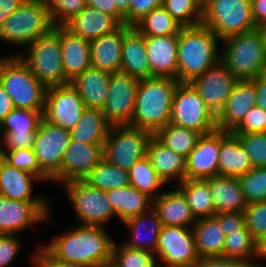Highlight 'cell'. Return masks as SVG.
I'll return each mask as SVG.
<instances>
[{
  "instance_id": "56",
  "label": "cell",
  "mask_w": 266,
  "mask_h": 267,
  "mask_svg": "<svg viewBox=\"0 0 266 267\" xmlns=\"http://www.w3.org/2000/svg\"><path fill=\"white\" fill-rule=\"evenodd\" d=\"M37 249V253L32 258L33 267H76L55 259L42 246L37 247Z\"/></svg>"
},
{
  "instance_id": "24",
  "label": "cell",
  "mask_w": 266,
  "mask_h": 267,
  "mask_svg": "<svg viewBox=\"0 0 266 267\" xmlns=\"http://www.w3.org/2000/svg\"><path fill=\"white\" fill-rule=\"evenodd\" d=\"M121 72L138 79L150 78L145 36L134 26L124 25Z\"/></svg>"
},
{
  "instance_id": "21",
  "label": "cell",
  "mask_w": 266,
  "mask_h": 267,
  "mask_svg": "<svg viewBox=\"0 0 266 267\" xmlns=\"http://www.w3.org/2000/svg\"><path fill=\"white\" fill-rule=\"evenodd\" d=\"M255 85L252 80H238L224 108L217 115V127L232 132L256 104Z\"/></svg>"
},
{
  "instance_id": "62",
  "label": "cell",
  "mask_w": 266,
  "mask_h": 267,
  "mask_svg": "<svg viewBox=\"0 0 266 267\" xmlns=\"http://www.w3.org/2000/svg\"><path fill=\"white\" fill-rule=\"evenodd\" d=\"M113 5H117L118 11L124 16V25L129 26L130 0H113Z\"/></svg>"
},
{
  "instance_id": "52",
  "label": "cell",
  "mask_w": 266,
  "mask_h": 267,
  "mask_svg": "<svg viewBox=\"0 0 266 267\" xmlns=\"http://www.w3.org/2000/svg\"><path fill=\"white\" fill-rule=\"evenodd\" d=\"M35 135L36 133H0V152L33 148Z\"/></svg>"
},
{
  "instance_id": "2",
  "label": "cell",
  "mask_w": 266,
  "mask_h": 267,
  "mask_svg": "<svg viewBox=\"0 0 266 267\" xmlns=\"http://www.w3.org/2000/svg\"><path fill=\"white\" fill-rule=\"evenodd\" d=\"M178 84L177 79L169 77L141 79L129 125L153 135L165 127L170 122L173 95Z\"/></svg>"
},
{
  "instance_id": "16",
  "label": "cell",
  "mask_w": 266,
  "mask_h": 267,
  "mask_svg": "<svg viewBox=\"0 0 266 267\" xmlns=\"http://www.w3.org/2000/svg\"><path fill=\"white\" fill-rule=\"evenodd\" d=\"M84 109L82 98L70 83L47 88L43 119L49 123L71 130Z\"/></svg>"
},
{
  "instance_id": "63",
  "label": "cell",
  "mask_w": 266,
  "mask_h": 267,
  "mask_svg": "<svg viewBox=\"0 0 266 267\" xmlns=\"http://www.w3.org/2000/svg\"><path fill=\"white\" fill-rule=\"evenodd\" d=\"M266 259V235L258 241V260Z\"/></svg>"
},
{
  "instance_id": "58",
  "label": "cell",
  "mask_w": 266,
  "mask_h": 267,
  "mask_svg": "<svg viewBox=\"0 0 266 267\" xmlns=\"http://www.w3.org/2000/svg\"><path fill=\"white\" fill-rule=\"evenodd\" d=\"M253 83L256 91V106L266 111V72L254 78Z\"/></svg>"
},
{
  "instance_id": "39",
  "label": "cell",
  "mask_w": 266,
  "mask_h": 267,
  "mask_svg": "<svg viewBox=\"0 0 266 267\" xmlns=\"http://www.w3.org/2000/svg\"><path fill=\"white\" fill-rule=\"evenodd\" d=\"M84 181L103 191L130 185L129 172L122 170L104 158L89 173Z\"/></svg>"
},
{
  "instance_id": "20",
  "label": "cell",
  "mask_w": 266,
  "mask_h": 267,
  "mask_svg": "<svg viewBox=\"0 0 266 267\" xmlns=\"http://www.w3.org/2000/svg\"><path fill=\"white\" fill-rule=\"evenodd\" d=\"M178 39L179 34L145 36L150 78L169 77L177 79Z\"/></svg>"
},
{
  "instance_id": "47",
  "label": "cell",
  "mask_w": 266,
  "mask_h": 267,
  "mask_svg": "<svg viewBox=\"0 0 266 267\" xmlns=\"http://www.w3.org/2000/svg\"><path fill=\"white\" fill-rule=\"evenodd\" d=\"M54 26H64L87 5L85 0H45Z\"/></svg>"
},
{
  "instance_id": "14",
  "label": "cell",
  "mask_w": 266,
  "mask_h": 267,
  "mask_svg": "<svg viewBox=\"0 0 266 267\" xmlns=\"http://www.w3.org/2000/svg\"><path fill=\"white\" fill-rule=\"evenodd\" d=\"M139 82L121 71L111 74L108 97L101 110L112 125L131 123Z\"/></svg>"
},
{
  "instance_id": "43",
  "label": "cell",
  "mask_w": 266,
  "mask_h": 267,
  "mask_svg": "<svg viewBox=\"0 0 266 267\" xmlns=\"http://www.w3.org/2000/svg\"><path fill=\"white\" fill-rule=\"evenodd\" d=\"M111 259L118 267H159L155 253L131 249L114 241Z\"/></svg>"
},
{
  "instance_id": "34",
  "label": "cell",
  "mask_w": 266,
  "mask_h": 267,
  "mask_svg": "<svg viewBox=\"0 0 266 267\" xmlns=\"http://www.w3.org/2000/svg\"><path fill=\"white\" fill-rule=\"evenodd\" d=\"M111 126L101 109L85 108L77 124L70 130L71 140L104 144Z\"/></svg>"
},
{
  "instance_id": "23",
  "label": "cell",
  "mask_w": 266,
  "mask_h": 267,
  "mask_svg": "<svg viewBox=\"0 0 266 267\" xmlns=\"http://www.w3.org/2000/svg\"><path fill=\"white\" fill-rule=\"evenodd\" d=\"M124 25L117 30L90 41L91 65L110 74L120 72Z\"/></svg>"
},
{
  "instance_id": "31",
  "label": "cell",
  "mask_w": 266,
  "mask_h": 267,
  "mask_svg": "<svg viewBox=\"0 0 266 267\" xmlns=\"http://www.w3.org/2000/svg\"><path fill=\"white\" fill-rule=\"evenodd\" d=\"M209 186L215 213L244 212L248 206L238 178L213 176L204 179Z\"/></svg>"
},
{
  "instance_id": "46",
  "label": "cell",
  "mask_w": 266,
  "mask_h": 267,
  "mask_svg": "<svg viewBox=\"0 0 266 267\" xmlns=\"http://www.w3.org/2000/svg\"><path fill=\"white\" fill-rule=\"evenodd\" d=\"M0 156L10 165L24 170L38 177L41 182L51 181L41 170L37 163L33 148L14 149L0 152Z\"/></svg>"
},
{
  "instance_id": "59",
  "label": "cell",
  "mask_w": 266,
  "mask_h": 267,
  "mask_svg": "<svg viewBox=\"0 0 266 267\" xmlns=\"http://www.w3.org/2000/svg\"><path fill=\"white\" fill-rule=\"evenodd\" d=\"M25 0H0V27Z\"/></svg>"
},
{
  "instance_id": "45",
  "label": "cell",
  "mask_w": 266,
  "mask_h": 267,
  "mask_svg": "<svg viewBox=\"0 0 266 267\" xmlns=\"http://www.w3.org/2000/svg\"><path fill=\"white\" fill-rule=\"evenodd\" d=\"M238 179L248 203L266 201V167H253Z\"/></svg>"
},
{
  "instance_id": "61",
  "label": "cell",
  "mask_w": 266,
  "mask_h": 267,
  "mask_svg": "<svg viewBox=\"0 0 266 267\" xmlns=\"http://www.w3.org/2000/svg\"><path fill=\"white\" fill-rule=\"evenodd\" d=\"M13 109L14 106L11 98L0 84V123Z\"/></svg>"
},
{
  "instance_id": "8",
  "label": "cell",
  "mask_w": 266,
  "mask_h": 267,
  "mask_svg": "<svg viewBox=\"0 0 266 267\" xmlns=\"http://www.w3.org/2000/svg\"><path fill=\"white\" fill-rule=\"evenodd\" d=\"M201 24L222 40L258 28L251 0H209L202 7Z\"/></svg>"
},
{
  "instance_id": "60",
  "label": "cell",
  "mask_w": 266,
  "mask_h": 267,
  "mask_svg": "<svg viewBox=\"0 0 266 267\" xmlns=\"http://www.w3.org/2000/svg\"><path fill=\"white\" fill-rule=\"evenodd\" d=\"M252 15L257 27L266 23V0H251Z\"/></svg>"
},
{
  "instance_id": "50",
  "label": "cell",
  "mask_w": 266,
  "mask_h": 267,
  "mask_svg": "<svg viewBox=\"0 0 266 267\" xmlns=\"http://www.w3.org/2000/svg\"><path fill=\"white\" fill-rule=\"evenodd\" d=\"M259 132H266V111L255 105L231 133L248 134Z\"/></svg>"
},
{
  "instance_id": "11",
  "label": "cell",
  "mask_w": 266,
  "mask_h": 267,
  "mask_svg": "<svg viewBox=\"0 0 266 267\" xmlns=\"http://www.w3.org/2000/svg\"><path fill=\"white\" fill-rule=\"evenodd\" d=\"M71 141L70 130L42 119L36 131L33 151L40 170L54 183H60L65 148Z\"/></svg>"
},
{
  "instance_id": "49",
  "label": "cell",
  "mask_w": 266,
  "mask_h": 267,
  "mask_svg": "<svg viewBox=\"0 0 266 267\" xmlns=\"http://www.w3.org/2000/svg\"><path fill=\"white\" fill-rule=\"evenodd\" d=\"M244 216L246 228L258 242L266 235V201L248 203Z\"/></svg>"
},
{
  "instance_id": "18",
  "label": "cell",
  "mask_w": 266,
  "mask_h": 267,
  "mask_svg": "<svg viewBox=\"0 0 266 267\" xmlns=\"http://www.w3.org/2000/svg\"><path fill=\"white\" fill-rule=\"evenodd\" d=\"M103 145L71 140L64 151L60 184L84 180L103 159Z\"/></svg>"
},
{
  "instance_id": "41",
  "label": "cell",
  "mask_w": 266,
  "mask_h": 267,
  "mask_svg": "<svg viewBox=\"0 0 266 267\" xmlns=\"http://www.w3.org/2000/svg\"><path fill=\"white\" fill-rule=\"evenodd\" d=\"M128 172L131 186L147 194L152 199L161 194L158 191H160L159 189L164 185V182L158 177L157 172L146 156L138 160Z\"/></svg>"
},
{
  "instance_id": "66",
  "label": "cell",
  "mask_w": 266,
  "mask_h": 267,
  "mask_svg": "<svg viewBox=\"0 0 266 267\" xmlns=\"http://www.w3.org/2000/svg\"><path fill=\"white\" fill-rule=\"evenodd\" d=\"M201 7H203L209 0H196Z\"/></svg>"
},
{
  "instance_id": "26",
  "label": "cell",
  "mask_w": 266,
  "mask_h": 267,
  "mask_svg": "<svg viewBox=\"0 0 266 267\" xmlns=\"http://www.w3.org/2000/svg\"><path fill=\"white\" fill-rule=\"evenodd\" d=\"M41 180L33 174L7 163L0 156V195L21 201H47L44 196L32 194L33 183Z\"/></svg>"
},
{
  "instance_id": "6",
  "label": "cell",
  "mask_w": 266,
  "mask_h": 267,
  "mask_svg": "<svg viewBox=\"0 0 266 267\" xmlns=\"http://www.w3.org/2000/svg\"><path fill=\"white\" fill-rule=\"evenodd\" d=\"M48 5L43 0H25L0 27V41L29 46L54 29Z\"/></svg>"
},
{
  "instance_id": "10",
  "label": "cell",
  "mask_w": 266,
  "mask_h": 267,
  "mask_svg": "<svg viewBox=\"0 0 266 267\" xmlns=\"http://www.w3.org/2000/svg\"><path fill=\"white\" fill-rule=\"evenodd\" d=\"M153 134L129 124L112 125L103 145V158L122 170L129 169L147 154Z\"/></svg>"
},
{
  "instance_id": "65",
  "label": "cell",
  "mask_w": 266,
  "mask_h": 267,
  "mask_svg": "<svg viewBox=\"0 0 266 267\" xmlns=\"http://www.w3.org/2000/svg\"><path fill=\"white\" fill-rule=\"evenodd\" d=\"M258 29L261 31L263 41L265 42V45H266V23L260 25Z\"/></svg>"
},
{
  "instance_id": "36",
  "label": "cell",
  "mask_w": 266,
  "mask_h": 267,
  "mask_svg": "<svg viewBox=\"0 0 266 267\" xmlns=\"http://www.w3.org/2000/svg\"><path fill=\"white\" fill-rule=\"evenodd\" d=\"M177 188L183 193L197 219L213 217L215 206L208 183L203 179H185Z\"/></svg>"
},
{
  "instance_id": "17",
  "label": "cell",
  "mask_w": 266,
  "mask_h": 267,
  "mask_svg": "<svg viewBox=\"0 0 266 267\" xmlns=\"http://www.w3.org/2000/svg\"><path fill=\"white\" fill-rule=\"evenodd\" d=\"M238 79L220 61L190 83L217 116L224 108Z\"/></svg>"
},
{
  "instance_id": "27",
  "label": "cell",
  "mask_w": 266,
  "mask_h": 267,
  "mask_svg": "<svg viewBox=\"0 0 266 267\" xmlns=\"http://www.w3.org/2000/svg\"><path fill=\"white\" fill-rule=\"evenodd\" d=\"M120 26L121 24L113 16L90 6H86L64 25L72 34L88 41L111 33Z\"/></svg>"
},
{
  "instance_id": "7",
  "label": "cell",
  "mask_w": 266,
  "mask_h": 267,
  "mask_svg": "<svg viewBox=\"0 0 266 267\" xmlns=\"http://www.w3.org/2000/svg\"><path fill=\"white\" fill-rule=\"evenodd\" d=\"M26 48L24 53L16 52L13 56H18L46 88L69 84L63 68L60 26H55L50 33L39 37Z\"/></svg>"
},
{
  "instance_id": "53",
  "label": "cell",
  "mask_w": 266,
  "mask_h": 267,
  "mask_svg": "<svg viewBox=\"0 0 266 267\" xmlns=\"http://www.w3.org/2000/svg\"><path fill=\"white\" fill-rule=\"evenodd\" d=\"M163 0H130L129 26H134L151 10L162 6Z\"/></svg>"
},
{
  "instance_id": "37",
  "label": "cell",
  "mask_w": 266,
  "mask_h": 267,
  "mask_svg": "<svg viewBox=\"0 0 266 267\" xmlns=\"http://www.w3.org/2000/svg\"><path fill=\"white\" fill-rule=\"evenodd\" d=\"M222 257L240 260L251 267H263L256 262L258 242L246 227L225 235Z\"/></svg>"
},
{
  "instance_id": "48",
  "label": "cell",
  "mask_w": 266,
  "mask_h": 267,
  "mask_svg": "<svg viewBox=\"0 0 266 267\" xmlns=\"http://www.w3.org/2000/svg\"><path fill=\"white\" fill-rule=\"evenodd\" d=\"M233 135L239 139L253 167H266V132Z\"/></svg>"
},
{
  "instance_id": "64",
  "label": "cell",
  "mask_w": 266,
  "mask_h": 267,
  "mask_svg": "<svg viewBox=\"0 0 266 267\" xmlns=\"http://www.w3.org/2000/svg\"><path fill=\"white\" fill-rule=\"evenodd\" d=\"M93 267H118L114 262L113 260H109L107 262H103V263H99V264H96L95 266Z\"/></svg>"
},
{
  "instance_id": "42",
  "label": "cell",
  "mask_w": 266,
  "mask_h": 267,
  "mask_svg": "<svg viewBox=\"0 0 266 267\" xmlns=\"http://www.w3.org/2000/svg\"><path fill=\"white\" fill-rule=\"evenodd\" d=\"M43 112L14 108L0 123V133H36Z\"/></svg>"
},
{
  "instance_id": "30",
  "label": "cell",
  "mask_w": 266,
  "mask_h": 267,
  "mask_svg": "<svg viewBox=\"0 0 266 267\" xmlns=\"http://www.w3.org/2000/svg\"><path fill=\"white\" fill-rule=\"evenodd\" d=\"M122 223L132 231L131 240L123 243L125 246L155 253L162 223L153 207L149 211L131 217Z\"/></svg>"
},
{
  "instance_id": "22",
  "label": "cell",
  "mask_w": 266,
  "mask_h": 267,
  "mask_svg": "<svg viewBox=\"0 0 266 267\" xmlns=\"http://www.w3.org/2000/svg\"><path fill=\"white\" fill-rule=\"evenodd\" d=\"M60 43L65 79L70 83L92 67L90 41L76 36L64 26H60Z\"/></svg>"
},
{
  "instance_id": "28",
  "label": "cell",
  "mask_w": 266,
  "mask_h": 267,
  "mask_svg": "<svg viewBox=\"0 0 266 267\" xmlns=\"http://www.w3.org/2000/svg\"><path fill=\"white\" fill-rule=\"evenodd\" d=\"M153 209L159 215L162 226L193 227L196 222L187 199L178 188L162 192L153 199Z\"/></svg>"
},
{
  "instance_id": "51",
  "label": "cell",
  "mask_w": 266,
  "mask_h": 267,
  "mask_svg": "<svg viewBox=\"0 0 266 267\" xmlns=\"http://www.w3.org/2000/svg\"><path fill=\"white\" fill-rule=\"evenodd\" d=\"M21 239L14 234H0V267H7L21 250Z\"/></svg>"
},
{
  "instance_id": "13",
  "label": "cell",
  "mask_w": 266,
  "mask_h": 267,
  "mask_svg": "<svg viewBox=\"0 0 266 267\" xmlns=\"http://www.w3.org/2000/svg\"><path fill=\"white\" fill-rule=\"evenodd\" d=\"M155 255L159 267H191L200 258L192 227L162 226Z\"/></svg>"
},
{
  "instance_id": "15",
  "label": "cell",
  "mask_w": 266,
  "mask_h": 267,
  "mask_svg": "<svg viewBox=\"0 0 266 267\" xmlns=\"http://www.w3.org/2000/svg\"><path fill=\"white\" fill-rule=\"evenodd\" d=\"M47 201L12 200L0 195V234L18 235L36 223L50 218Z\"/></svg>"
},
{
  "instance_id": "4",
  "label": "cell",
  "mask_w": 266,
  "mask_h": 267,
  "mask_svg": "<svg viewBox=\"0 0 266 267\" xmlns=\"http://www.w3.org/2000/svg\"><path fill=\"white\" fill-rule=\"evenodd\" d=\"M221 43V62L238 80H253L266 72V45L258 28L227 37Z\"/></svg>"
},
{
  "instance_id": "32",
  "label": "cell",
  "mask_w": 266,
  "mask_h": 267,
  "mask_svg": "<svg viewBox=\"0 0 266 267\" xmlns=\"http://www.w3.org/2000/svg\"><path fill=\"white\" fill-rule=\"evenodd\" d=\"M110 77V73L90 67L70 84L79 93L85 108L102 109L108 97Z\"/></svg>"
},
{
  "instance_id": "57",
  "label": "cell",
  "mask_w": 266,
  "mask_h": 267,
  "mask_svg": "<svg viewBox=\"0 0 266 267\" xmlns=\"http://www.w3.org/2000/svg\"><path fill=\"white\" fill-rule=\"evenodd\" d=\"M86 5L96 8L101 12L113 16L121 25H124V16L118 11L117 5H113V0H85Z\"/></svg>"
},
{
  "instance_id": "55",
  "label": "cell",
  "mask_w": 266,
  "mask_h": 267,
  "mask_svg": "<svg viewBox=\"0 0 266 267\" xmlns=\"http://www.w3.org/2000/svg\"><path fill=\"white\" fill-rule=\"evenodd\" d=\"M191 267H251L245 262L226 257H200Z\"/></svg>"
},
{
  "instance_id": "40",
  "label": "cell",
  "mask_w": 266,
  "mask_h": 267,
  "mask_svg": "<svg viewBox=\"0 0 266 267\" xmlns=\"http://www.w3.org/2000/svg\"><path fill=\"white\" fill-rule=\"evenodd\" d=\"M134 27L144 36H168L179 34L182 26L163 6L151 10Z\"/></svg>"
},
{
  "instance_id": "9",
  "label": "cell",
  "mask_w": 266,
  "mask_h": 267,
  "mask_svg": "<svg viewBox=\"0 0 266 267\" xmlns=\"http://www.w3.org/2000/svg\"><path fill=\"white\" fill-rule=\"evenodd\" d=\"M201 134L217 127V116L210 110L190 82H179L173 95L170 122Z\"/></svg>"
},
{
  "instance_id": "19",
  "label": "cell",
  "mask_w": 266,
  "mask_h": 267,
  "mask_svg": "<svg viewBox=\"0 0 266 267\" xmlns=\"http://www.w3.org/2000/svg\"><path fill=\"white\" fill-rule=\"evenodd\" d=\"M221 130L202 134L186 157V179H207L218 176Z\"/></svg>"
},
{
  "instance_id": "29",
  "label": "cell",
  "mask_w": 266,
  "mask_h": 267,
  "mask_svg": "<svg viewBox=\"0 0 266 267\" xmlns=\"http://www.w3.org/2000/svg\"><path fill=\"white\" fill-rule=\"evenodd\" d=\"M253 166L239 139L231 132L221 130L218 158V176L239 178Z\"/></svg>"
},
{
  "instance_id": "54",
  "label": "cell",
  "mask_w": 266,
  "mask_h": 267,
  "mask_svg": "<svg viewBox=\"0 0 266 267\" xmlns=\"http://www.w3.org/2000/svg\"><path fill=\"white\" fill-rule=\"evenodd\" d=\"M225 235L246 227L244 212H221L214 215Z\"/></svg>"
},
{
  "instance_id": "12",
  "label": "cell",
  "mask_w": 266,
  "mask_h": 267,
  "mask_svg": "<svg viewBox=\"0 0 266 267\" xmlns=\"http://www.w3.org/2000/svg\"><path fill=\"white\" fill-rule=\"evenodd\" d=\"M80 224L104 226L115 216L106 191L91 186L84 180L63 184Z\"/></svg>"
},
{
  "instance_id": "33",
  "label": "cell",
  "mask_w": 266,
  "mask_h": 267,
  "mask_svg": "<svg viewBox=\"0 0 266 267\" xmlns=\"http://www.w3.org/2000/svg\"><path fill=\"white\" fill-rule=\"evenodd\" d=\"M115 216L122 222L149 211L153 207V199L137 188L129 185L106 191Z\"/></svg>"
},
{
  "instance_id": "44",
  "label": "cell",
  "mask_w": 266,
  "mask_h": 267,
  "mask_svg": "<svg viewBox=\"0 0 266 267\" xmlns=\"http://www.w3.org/2000/svg\"><path fill=\"white\" fill-rule=\"evenodd\" d=\"M162 6L182 27L201 24L202 7L196 0H163Z\"/></svg>"
},
{
  "instance_id": "35",
  "label": "cell",
  "mask_w": 266,
  "mask_h": 267,
  "mask_svg": "<svg viewBox=\"0 0 266 267\" xmlns=\"http://www.w3.org/2000/svg\"><path fill=\"white\" fill-rule=\"evenodd\" d=\"M192 230L199 257H222L225 234L215 216L197 219Z\"/></svg>"
},
{
  "instance_id": "3",
  "label": "cell",
  "mask_w": 266,
  "mask_h": 267,
  "mask_svg": "<svg viewBox=\"0 0 266 267\" xmlns=\"http://www.w3.org/2000/svg\"><path fill=\"white\" fill-rule=\"evenodd\" d=\"M219 40L221 42L214 31L202 24L182 27L178 39L177 80L191 82L219 63Z\"/></svg>"
},
{
  "instance_id": "38",
  "label": "cell",
  "mask_w": 266,
  "mask_h": 267,
  "mask_svg": "<svg viewBox=\"0 0 266 267\" xmlns=\"http://www.w3.org/2000/svg\"><path fill=\"white\" fill-rule=\"evenodd\" d=\"M201 135V133L193 129L168 123L153 136L165 147L186 158L196 146Z\"/></svg>"
},
{
  "instance_id": "1",
  "label": "cell",
  "mask_w": 266,
  "mask_h": 267,
  "mask_svg": "<svg viewBox=\"0 0 266 267\" xmlns=\"http://www.w3.org/2000/svg\"><path fill=\"white\" fill-rule=\"evenodd\" d=\"M114 240L105 226L80 224L74 230L56 235L42 247L55 259L76 267H93L111 260Z\"/></svg>"
},
{
  "instance_id": "5",
  "label": "cell",
  "mask_w": 266,
  "mask_h": 267,
  "mask_svg": "<svg viewBox=\"0 0 266 267\" xmlns=\"http://www.w3.org/2000/svg\"><path fill=\"white\" fill-rule=\"evenodd\" d=\"M0 84L14 108L44 112L47 88L18 56L0 57Z\"/></svg>"
},
{
  "instance_id": "25",
  "label": "cell",
  "mask_w": 266,
  "mask_h": 267,
  "mask_svg": "<svg viewBox=\"0 0 266 267\" xmlns=\"http://www.w3.org/2000/svg\"><path fill=\"white\" fill-rule=\"evenodd\" d=\"M146 157L164 184L175 180L180 184L186 179V158L165 147L154 136L149 140Z\"/></svg>"
}]
</instances>
